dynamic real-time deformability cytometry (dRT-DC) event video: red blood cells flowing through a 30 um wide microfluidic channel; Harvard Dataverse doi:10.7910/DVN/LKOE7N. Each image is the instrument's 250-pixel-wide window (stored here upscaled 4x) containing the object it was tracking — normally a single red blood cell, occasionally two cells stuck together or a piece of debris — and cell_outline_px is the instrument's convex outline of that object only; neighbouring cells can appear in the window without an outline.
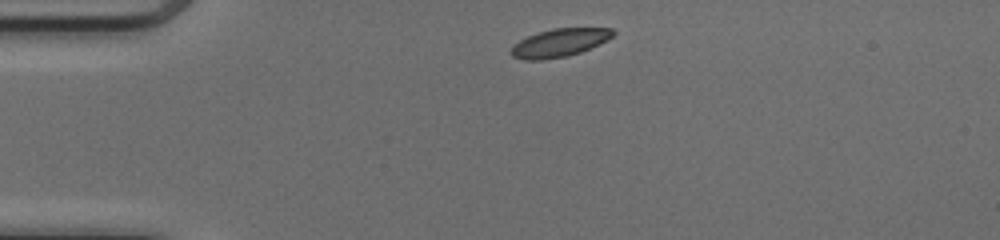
{"species": "common noctule bat (a hibernating species)", "species_latin": "Nyctalus noctula", "temperature_condition": "cold", "stored_images_in_passage": 40, "camera_frame_rate_fps": 3000, "um_per_image_px": 0.085, "animal": {"sex": "female", "body_mass_g": 17.0, "forearm_length_mm": 48.0}, "frame": {"image": 1, "passage_image": 1, "time_ms": 0.0, "image_size_px": [1000, 240], "cell_outline_px": [[616, 32], [608, 40], [580, 52], [568, 56], [540, 60], [524, 60], [512, 56], [512, 48], [520, 40], [528, 36], [552, 28], [612, 28]], "centroid_in_image_um": [47.59, 3.63], "position_along_channel_um": 37.4, "area_um2": 16.47}}
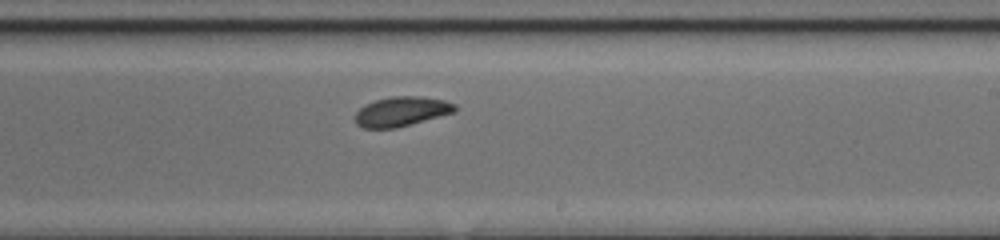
{"frame": {"image": 2, "passage_image": 20, "time_ms": 6.333, "image_size_px": [1000, 240], "cell_outline_px": [[456, 112], [396, 128], [364, 128], [356, 124], [356, 112], [364, 104], [376, 100], [392, 96], [420, 96], [444, 100], [456, 104]], "centroid_in_image_um": [34.14, 9.47], "position_along_channel_um": 254.9, "area_um2": 17.22}}
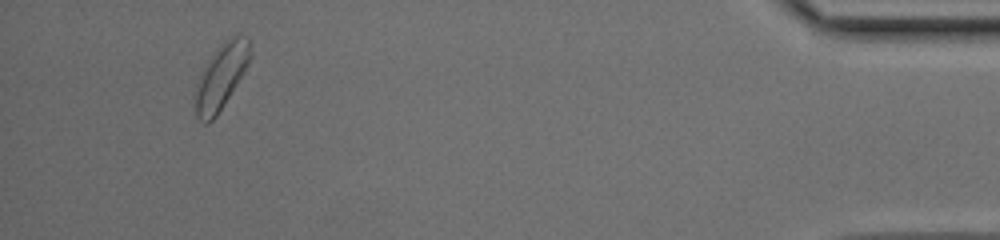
{"frame": {"image": 3, "passage_image": 37, "time_ms": 12.0, "image_size_px": [1000, 240], "cell_outline_px": [[252, 56], [248, 64], [236, 84], [216, 116], [208, 124], [204, 124], [196, 116], [192, 100], [196, 84], [200, 72], [212, 52], [224, 40], [232, 36], [248, 36], [252, 40]], "centroid_in_image_um": [18.76, 6.48], "position_along_channel_um": 416.4, "area_um2": 21.44}, "authors_computed_cell_mechanics": {"area_um2": 17.6868, "velocity_mm_per_s": 4.0831, "shape_relaxation_time_tau1_ms": 2.8282, "shape_relaxation_time_tau2_ms": null, "deformation_change_tau1": 0.1032, "deformation_change_tau2": null}}